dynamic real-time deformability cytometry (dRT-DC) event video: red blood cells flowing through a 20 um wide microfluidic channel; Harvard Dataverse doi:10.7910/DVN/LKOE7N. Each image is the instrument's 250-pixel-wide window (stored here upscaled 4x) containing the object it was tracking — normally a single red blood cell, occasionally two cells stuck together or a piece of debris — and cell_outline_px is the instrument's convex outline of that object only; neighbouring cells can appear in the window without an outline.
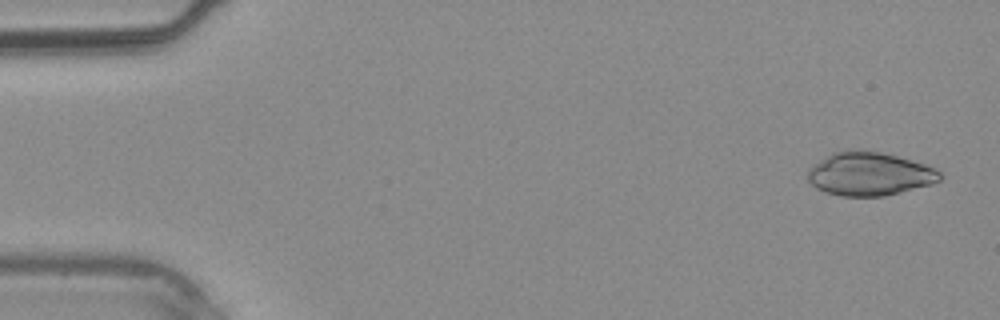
{"species": "common noctule bat (a hibernating species)", "species_latin": "Nyctalus noctula", "temperature_condition": "warm", "stored_images_in_passage": 5, "camera_frame_rate_fps": 3000, "um_per_image_px": 0.085, "animal": {"sex": "male", "body_mass_g": 20.4}, "frame": {"image": 1, "passage_image": 1, "time_ms": 0.0, "image_size_px": [1000, 320], "cell_outline_px": [[940, 180], [932, 184], [884, 196], [840, 196], [824, 192], [816, 188], [808, 180], [808, 168], [832, 152], [848, 148], [864, 148], [896, 156], [924, 164], [940, 172]], "centroid_in_image_um": [73.85, 14.76], "position_along_channel_um": 11.2, "area_um2": 33.64}}